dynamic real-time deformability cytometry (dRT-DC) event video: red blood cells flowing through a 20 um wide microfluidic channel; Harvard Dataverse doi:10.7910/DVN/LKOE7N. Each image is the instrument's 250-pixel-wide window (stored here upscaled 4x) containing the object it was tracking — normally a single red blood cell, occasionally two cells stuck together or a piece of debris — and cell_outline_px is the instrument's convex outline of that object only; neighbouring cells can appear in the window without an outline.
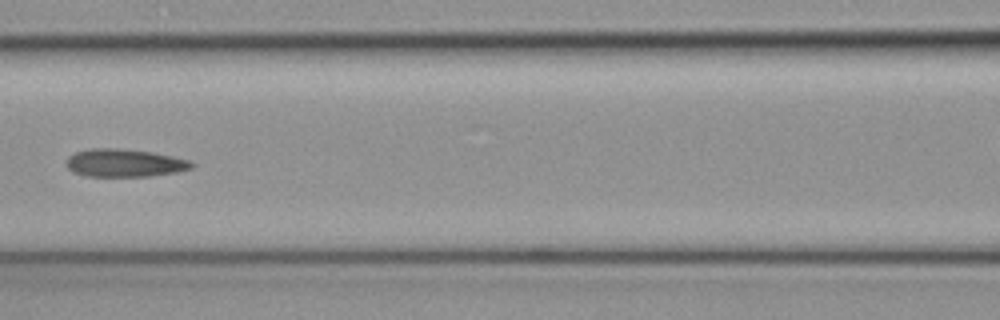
{"species": "common noctule bat (a hibernating species)", "species_latin": "Nyctalus noctula", "temperature_condition": "cold", "stored_images_in_passage": 6, "camera_frame_rate_fps": 3000, "um_per_image_px": 0.085, "animal": {"sex": "female", "body_mass_g": 19.3, "forearm_length_mm": 54.1}, "frame": {"image": 1, "passage_image": 5, "time_ms": 1.333, "image_size_px": [1000, 320], "cell_outline_px": [[196, 164], [192, 168], [180, 172], [152, 176], [84, 176], [72, 172], [64, 164], [68, 156], [76, 152], [92, 148], [116, 148], [152, 152], [172, 156], [188, 160]], "centroid_in_image_um": [10.58, 13.86], "position_along_channel_um": 156.0, "area_um2": 20.58}}